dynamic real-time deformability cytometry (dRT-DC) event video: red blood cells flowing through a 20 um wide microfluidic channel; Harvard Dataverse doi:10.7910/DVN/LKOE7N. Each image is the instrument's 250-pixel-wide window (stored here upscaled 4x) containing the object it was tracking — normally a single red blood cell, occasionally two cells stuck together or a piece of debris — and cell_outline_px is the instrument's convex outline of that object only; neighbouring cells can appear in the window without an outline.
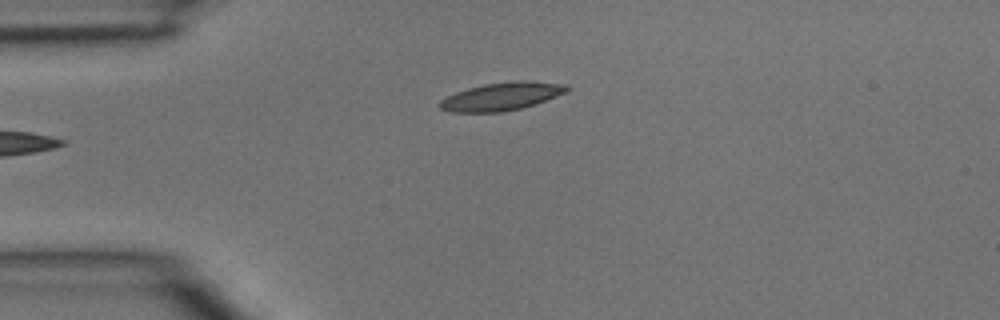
{"species": "common noctule bat (a hibernating species)", "species_latin": "Nyctalus noctula", "temperature_condition": "room temperature", "stored_images_in_passage": 30, "camera_frame_rate_fps": 3000, "um_per_image_px": 0.085, "animal": {"sex": "male", "body_mass_g": 15.6}, "frame": {"image": 1, "passage_image": 1, "time_ms": 0.0, "image_size_px": [1000, 320], "cell_outline_px": [[572, 88], [568, 92], [536, 104], [520, 108], [500, 112], [452, 112], [440, 108], [436, 104], [440, 100], [456, 92], [468, 88], [484, 84], [512, 80], [524, 80], [568, 84]], "centroid_in_image_um": [42.69, 8.18], "position_along_channel_um": 42.3, "area_um2": 20.98}}
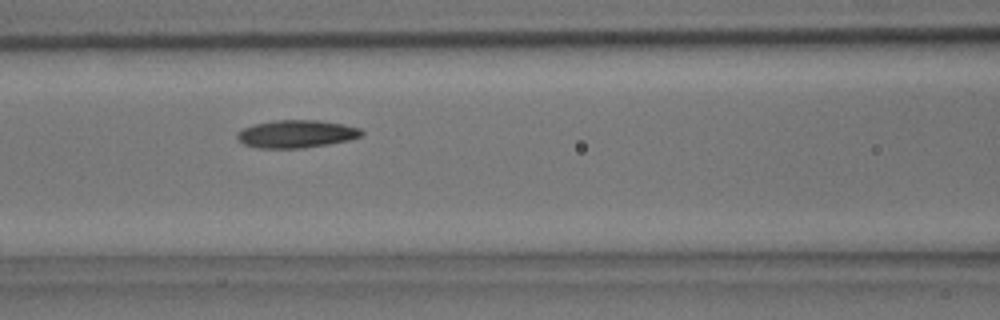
{"frame": {"image": 2, "passage_image": 9, "time_ms": 2.667, "image_size_px": [1000, 320], "cell_outline_px": [[364, 132], [360, 136], [348, 140], [328, 144], [304, 148], [260, 148], [244, 144], [236, 136], [236, 132], [252, 124], [276, 120], [320, 120], [344, 124], [360, 128]], "centroid_in_image_um": [25.19, 11.37], "position_along_channel_um": 141.4, "area_um2": 20.11}}
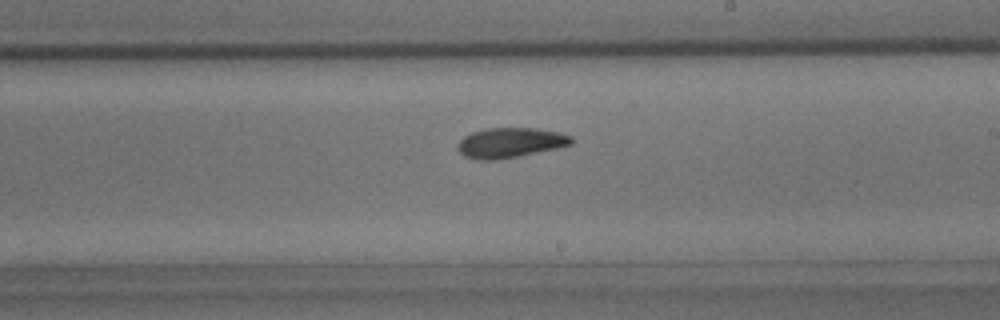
{"frame": {"image": 3, "passage_image": 16, "time_ms": 5.0, "image_size_px": [1000, 320], "cell_outline_px": [[572, 144], [556, 148], [520, 156], [492, 160], [480, 160], [464, 156], [456, 148], [456, 144], [464, 136], [472, 132], [484, 128], [536, 128], [560, 132], [572, 136]], "centroid_in_image_um": [43.35, 12.12], "position_along_channel_um": 245.7, "area_um2": 19.94}}